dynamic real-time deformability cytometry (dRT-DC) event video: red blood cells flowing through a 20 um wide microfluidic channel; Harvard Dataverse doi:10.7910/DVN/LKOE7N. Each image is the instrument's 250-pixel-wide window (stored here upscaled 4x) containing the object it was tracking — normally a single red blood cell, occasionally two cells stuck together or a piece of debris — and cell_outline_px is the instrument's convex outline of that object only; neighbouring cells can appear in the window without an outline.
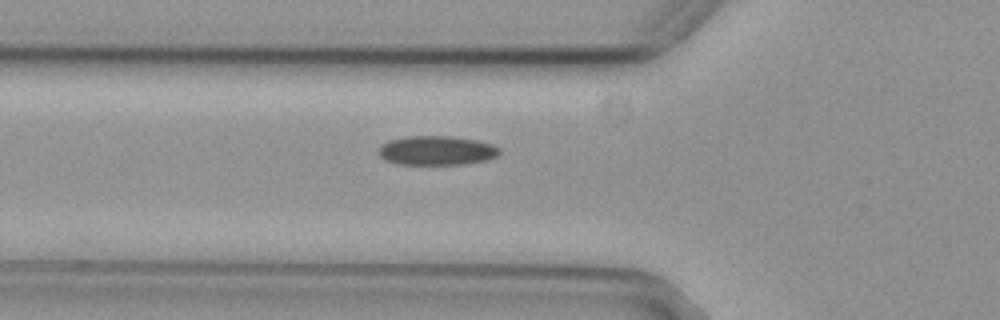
{"species": "common noctule bat (a hibernating species)", "species_latin": "Nyctalus noctula", "temperature_condition": "cold", "stored_images_in_passage": 33, "camera_frame_rate_fps": 3000, "um_per_image_px": 0.085, "animal": {"sex": "female", "body_mass_g": 29.2, "forearm_length_mm": 56.3}, "frame": {"image": 1, "passage_image": 2, "time_ms": 0.333, "image_size_px": [1000, 320], "cell_outline_px": [[500, 152], [496, 156], [484, 160], [464, 164], [396, 164], [384, 160], [376, 152], [376, 148], [380, 144], [388, 140], [408, 136], [452, 136], [476, 140], [492, 144], [500, 148]], "centroid_in_image_um": [37.03, 12.78], "position_along_channel_um": 88.8, "area_um2": 20.81}}
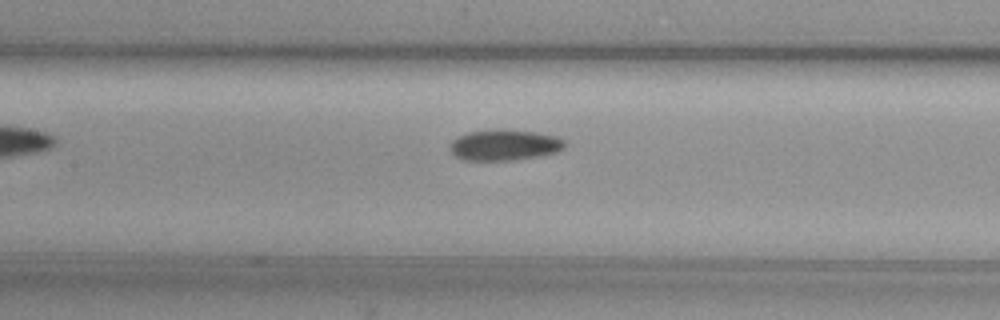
{"frame": {"image": 2, "passage_image": 8, "time_ms": 2.333, "image_size_px": [1000, 320], "cell_outline_px": [[564, 148], [556, 152], [536, 156], [512, 160], [464, 160], [456, 156], [448, 148], [448, 144], [452, 140], [468, 132], [496, 128], [504, 128], [536, 132], [556, 136], [564, 140]], "centroid_in_image_um": [42.84, 12.3], "position_along_channel_um": 164.6, "area_um2": 20.81}}
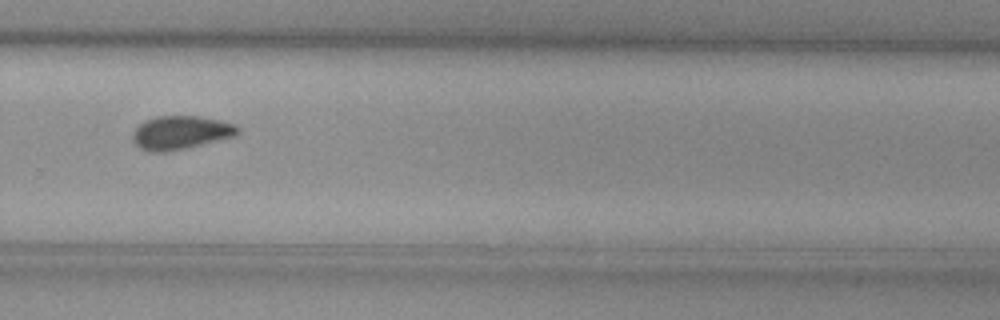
{"frame": {"image": 3, "passage_image": 20, "time_ms": 6.333, "image_size_px": [1000, 320], "cell_outline_px": [[240, 132], [236, 136], [184, 148], [164, 152], [152, 152], [140, 148], [132, 140], [132, 132], [144, 120], [156, 116], [200, 116], [220, 120], [236, 124], [240, 128]], "centroid_in_image_um": [15.37, 11.25], "position_along_channel_um": 314.4, "area_um2": 20.58}}